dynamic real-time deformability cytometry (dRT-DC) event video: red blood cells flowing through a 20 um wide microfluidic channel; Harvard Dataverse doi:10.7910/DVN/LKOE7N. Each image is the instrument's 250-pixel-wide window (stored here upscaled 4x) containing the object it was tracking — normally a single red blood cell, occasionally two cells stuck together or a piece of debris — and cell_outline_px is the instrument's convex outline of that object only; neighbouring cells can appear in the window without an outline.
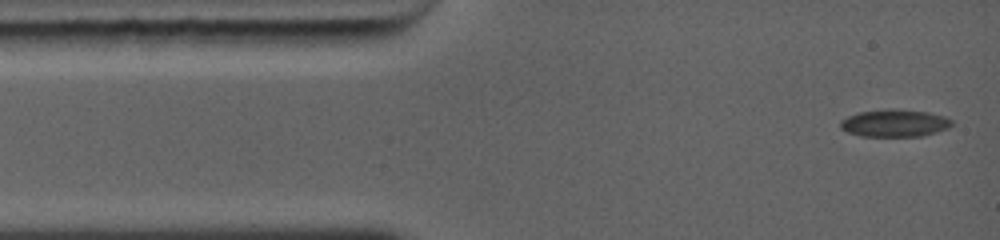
{"species": "common noctule bat (a hibernating species)", "species_latin": "Nyctalus noctula", "temperature_condition": "warm", "stored_images_in_passage": 16, "camera_frame_rate_fps": 5000, "um_per_image_px": 0.085, "animal": {"sex": "female", "body_mass_g": 19.0, "forearm_length_mm": 56.7}, "frame": {"image": 1, "passage_image": 1, "time_ms": 0.0, "image_size_px": [1000, 240], "cell_outline_px": [[952, 124], [948, 128], [924, 136], [860, 136], [848, 132], [840, 128], [840, 120], [848, 116], [860, 112], [924, 112], [940, 116], [952, 120]], "centroid_in_image_um": [76.01, 10.53], "position_along_channel_um": 9.0, "area_um2": 16.65}}
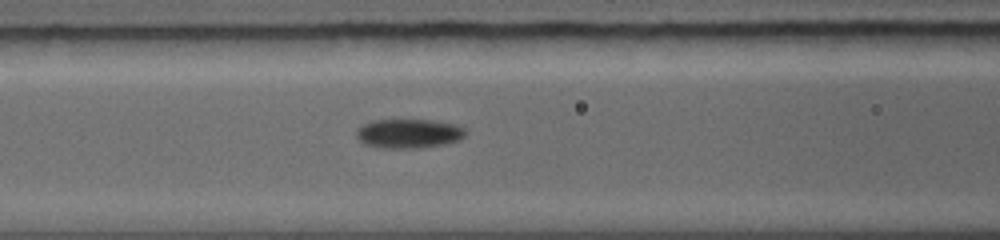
{"frame": {"image": 2, "passage_image": 10, "time_ms": 4.2, "image_size_px": [1000, 240], "cell_outline_px": [[464, 136], [456, 140], [444, 144], [420, 148], [384, 148], [364, 144], [360, 140], [356, 132], [360, 128], [368, 124], [380, 120], [424, 120], [448, 124], [460, 128], [464, 132]], "centroid_in_image_um": [34.69, 11.38], "position_along_channel_um": 131.9, "area_um2": 17.63}}
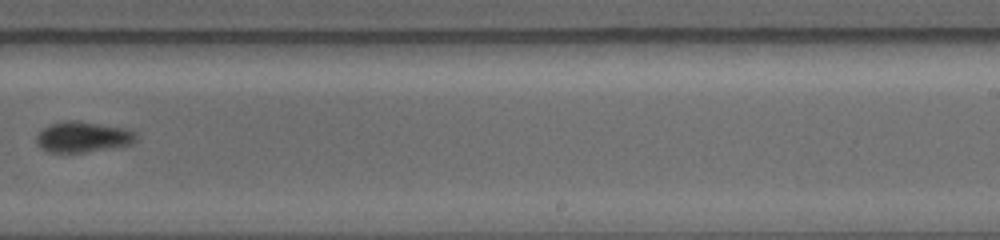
{"frame": {"image": 3, "passage_image": 16, "time_ms": 7.6, "image_size_px": [1000, 240], "cell_outline_px": [[132, 140], [128, 144], [84, 152], [48, 152], [40, 148], [40, 132], [44, 128], [56, 124], [88, 124], [120, 128], [132, 132]], "centroid_in_image_um": [6.98, 11.71], "position_along_channel_um": 282.0, "area_um2": 15.61}}